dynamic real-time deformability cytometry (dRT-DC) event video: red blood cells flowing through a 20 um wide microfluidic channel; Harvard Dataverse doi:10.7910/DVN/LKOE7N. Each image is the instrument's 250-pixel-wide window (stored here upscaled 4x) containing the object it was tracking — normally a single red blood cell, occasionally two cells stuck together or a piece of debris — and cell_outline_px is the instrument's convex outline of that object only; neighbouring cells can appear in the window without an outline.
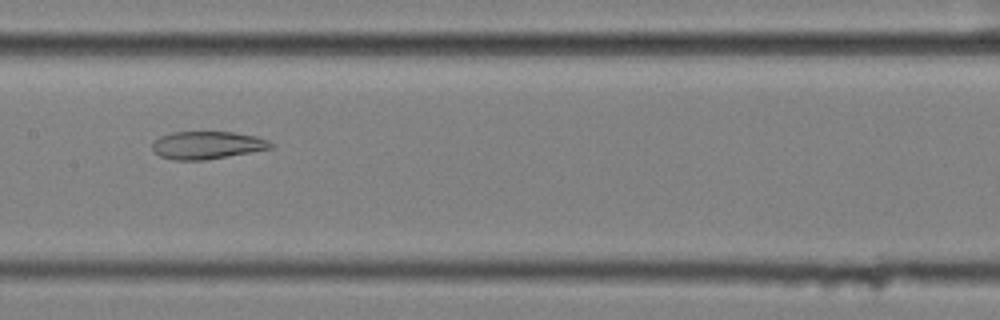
{"species": "common noctule bat (a hibernating species)", "species_latin": "Nyctalus noctula", "temperature_condition": "cold", "stored_images_in_passage": 54, "camera_frame_rate_fps": 3000, "um_per_image_px": 0.085, "animal": {"sex": "female", "body_mass_g": 25.1}, "frame": {"image": 1, "passage_image": 26, "time_ms": 8.333, "image_size_px": [1000, 320], "cell_outline_px": [[276, 144], [272, 148], [204, 160], [172, 160], [160, 156], [152, 152], [152, 144], [160, 136], [172, 132], [232, 132], [256, 136], [268, 140]], "centroid_in_image_um": [17.59, 12.34], "position_along_channel_um": 189.8, "area_um2": 19.13}}
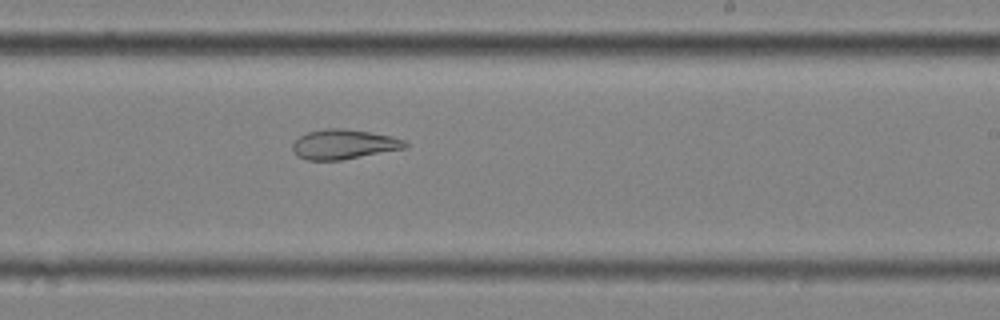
{"frame": {"image": 2, "passage_image": 32, "time_ms": 10.333, "image_size_px": [1000, 320], "cell_outline_px": [[408, 144], [404, 148], [340, 160], [308, 160], [296, 156], [292, 148], [292, 144], [300, 136], [308, 132], [324, 128], [344, 128], [392, 136], [404, 140]], "centroid_in_image_um": [29.18, 12.26], "position_along_channel_um": 259.8, "area_um2": 19.31}}
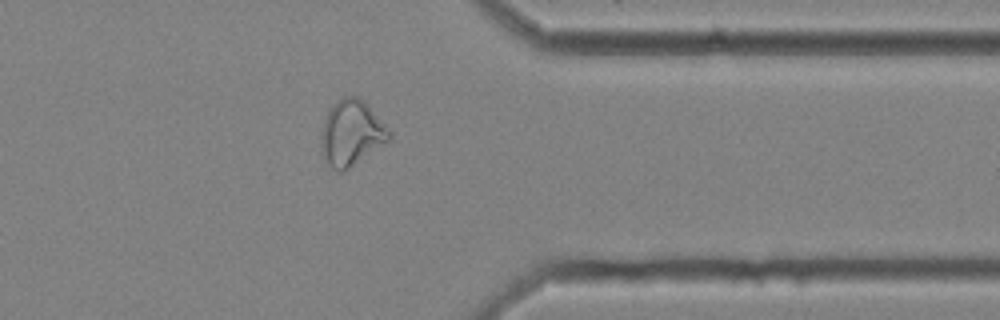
{"frame": {"image": 3, "passage_image": 43, "time_ms": 14.0, "image_size_px": [1000, 320], "cell_outline_px": [[392, 136], [388, 140], [344, 172], [336, 172], [328, 164], [324, 156], [320, 144], [324, 120], [332, 104], [344, 96], [360, 96], [368, 104], [392, 132]], "centroid_in_image_um": [29.87, 11.29], "position_along_channel_um": 381.5, "area_um2": 25.89}, "authors_computed_cell_mechanics": {"area_um2": 26.0967, "velocity_mm_per_s": 3.5035, "shape_relaxation_time_tau1_ms": null, "shape_relaxation_time_tau2_ms": 3.4591, "deformation_change_tau1": null, "deformation_change_tau2": 0.1118}}